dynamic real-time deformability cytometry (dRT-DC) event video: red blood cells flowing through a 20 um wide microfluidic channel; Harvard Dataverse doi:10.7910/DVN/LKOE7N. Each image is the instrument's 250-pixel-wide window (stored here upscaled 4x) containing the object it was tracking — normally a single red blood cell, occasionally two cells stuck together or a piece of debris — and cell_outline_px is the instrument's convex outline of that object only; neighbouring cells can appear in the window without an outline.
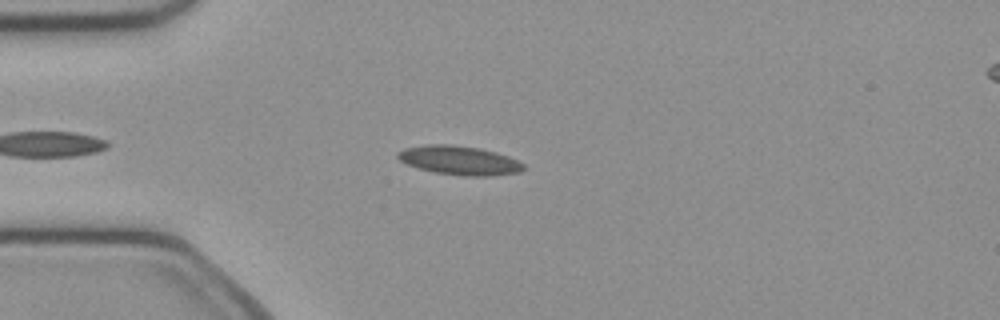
{"species": "common noctule bat (a hibernating species)", "species_latin": "Nyctalus noctula", "temperature_condition": "cold", "stored_images_in_passage": 41, "camera_frame_rate_fps": 3000, "um_per_image_px": 0.085, "animal": {"sex": "female", "body_mass_g": 21.9}, "frame": {"image": 1, "passage_image": 7, "time_ms": 2.0, "image_size_px": [1000, 320], "cell_outline_px": [[524, 168], [520, 172], [492, 176], [464, 176], [436, 172], [420, 168], [408, 164], [400, 160], [396, 156], [396, 152], [404, 148], [424, 144], [452, 144], [480, 148], [496, 152], [508, 156], [524, 164]], "centroid_in_image_um": [39.04, 13.62], "position_along_channel_um": 46.0, "area_um2": 21.27}}
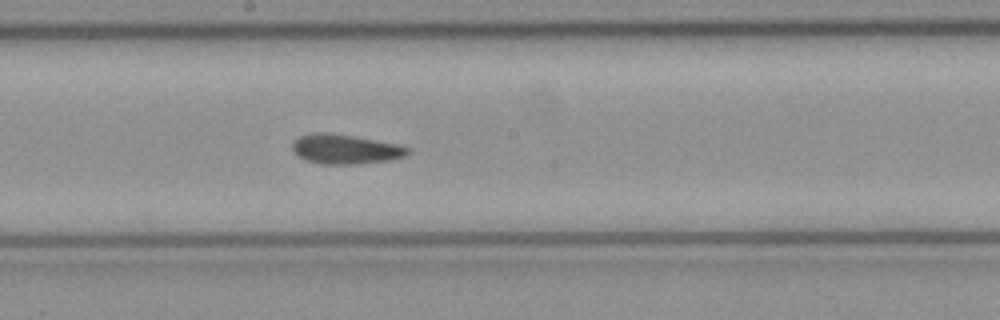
{"frame": {"image": 2, "passage_image": 21, "time_ms": 6.667, "image_size_px": [1000, 320], "cell_outline_px": [[412, 152], [404, 156], [392, 160], [356, 164], [320, 164], [304, 160], [292, 152], [292, 144], [300, 136], [312, 132], [328, 132], [400, 144], [412, 148]], "centroid_in_image_um": [29.38, 12.68], "position_along_channel_um": 218.8, "area_um2": 20.23}}
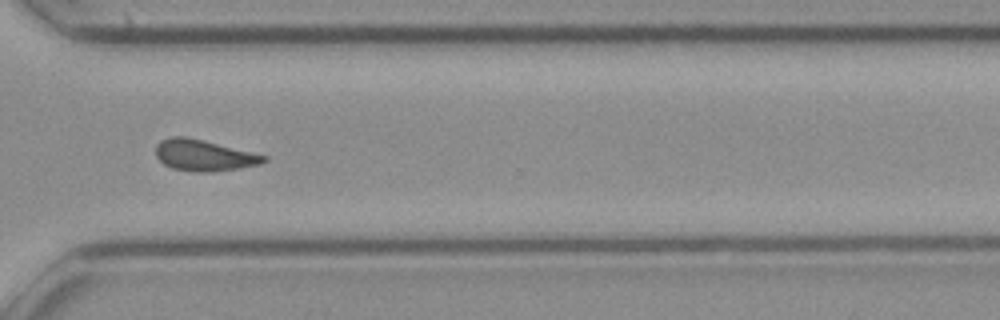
{"frame": {"image": 3, "passage_image": 31, "time_ms": 10.0, "image_size_px": [1000, 320], "cell_outline_px": [[268, 160], [260, 164], [240, 168], [212, 172], [196, 172], [172, 168], [164, 164], [156, 156], [156, 144], [160, 140], [172, 136], [188, 136], [268, 156]], "centroid_in_image_um": [17.33, 13.2], "position_along_channel_um": 353.3, "area_um2": 19.77}, "authors_computed_cell_mechanics": {"area_um2": 19.4786, "velocity_mm_per_s": 4.0461, "shape_relaxation_time_tau1_ms": 11.3968, "shape_relaxation_time_tau2_ms": 3.2381, "deformation_change_tau1": 0.1944, "deformation_change_tau2": 0.105}}